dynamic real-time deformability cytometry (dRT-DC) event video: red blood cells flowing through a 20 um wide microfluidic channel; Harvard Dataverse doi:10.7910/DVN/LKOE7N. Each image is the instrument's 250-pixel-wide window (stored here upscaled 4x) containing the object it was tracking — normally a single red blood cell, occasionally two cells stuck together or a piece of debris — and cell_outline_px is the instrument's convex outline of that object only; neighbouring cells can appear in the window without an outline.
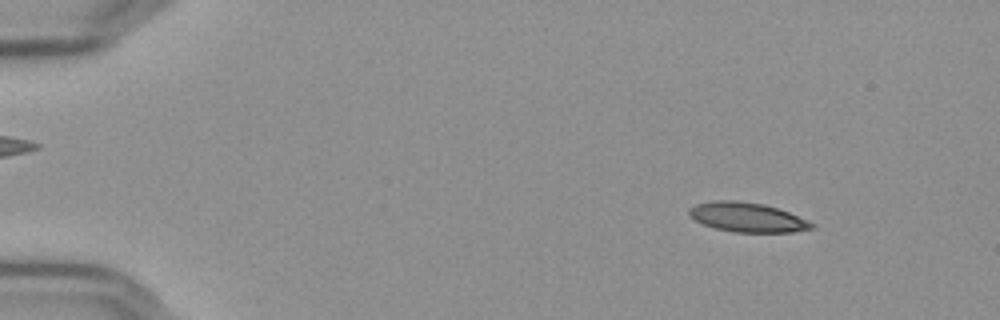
{"species": "Egyptian fruit bat (a non-hibernating species)", "species_latin": "Rousettus aegyptiacus", "temperature_condition": "cold", "stored_images_in_passage": 56, "camera_frame_rate_fps": 3000, "um_per_image_px": 0.085, "frame": {"image": 1, "passage_image": 7, "time_ms": 2.0, "image_size_px": [1000, 320], "cell_outline_px": [[816, 224], [812, 228], [792, 232], [732, 232], [716, 228], [704, 224], [688, 216], [688, 208], [696, 204], [712, 200], [736, 200], [764, 204], [788, 212], [808, 220]], "centroid_in_image_um": [63.49, 18.46], "position_along_channel_um": 21.5, "area_um2": 21.04}}
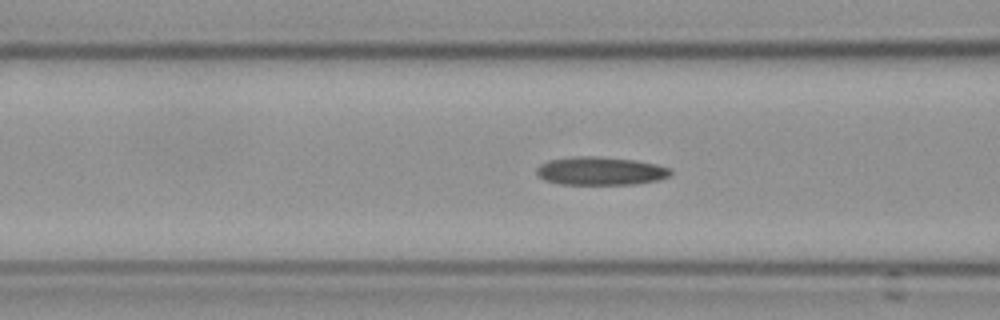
{"frame": {"image": 2, "passage_image": 23, "time_ms": 7.333, "image_size_px": [1000, 320], "cell_outline_px": [[672, 172], [668, 176], [656, 180], [632, 184], [560, 184], [544, 180], [536, 172], [536, 168], [540, 164], [548, 160], [572, 156], [600, 156], [636, 160], [656, 164], [672, 168]], "centroid_in_image_um": [51.02, 14.52], "position_along_channel_um": 115.6, "area_um2": 22.14}}
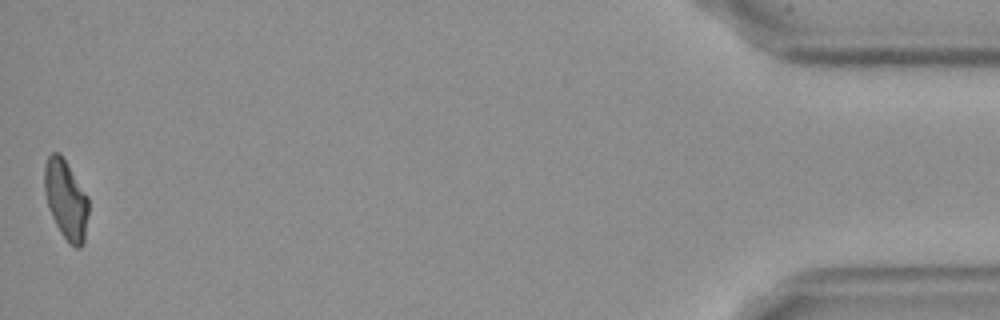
{"frame": {"image": 3, "passage_image": 56, "time_ms": 18.333, "image_size_px": [1000, 320], "cell_outline_px": [[88, 212], [84, 244], [80, 248], [76, 248], [68, 244], [60, 232], [52, 216], [44, 192], [44, 164], [48, 156], [52, 152], [60, 152], [88, 196]], "centroid_in_image_um": [5.6, 16.97], "position_along_channel_um": 429.6, "area_um2": 20.52}, "authors_computed_cell_mechanics": {"area_um2": 21.2126, "velocity_mm_per_s": 3.6342, "shape_relaxation_time_tau1_ms": null, "shape_relaxation_time_tau2_ms": 6.0735, "deformation_change_tau1": null, "deformation_change_tau2": 0.1408}}